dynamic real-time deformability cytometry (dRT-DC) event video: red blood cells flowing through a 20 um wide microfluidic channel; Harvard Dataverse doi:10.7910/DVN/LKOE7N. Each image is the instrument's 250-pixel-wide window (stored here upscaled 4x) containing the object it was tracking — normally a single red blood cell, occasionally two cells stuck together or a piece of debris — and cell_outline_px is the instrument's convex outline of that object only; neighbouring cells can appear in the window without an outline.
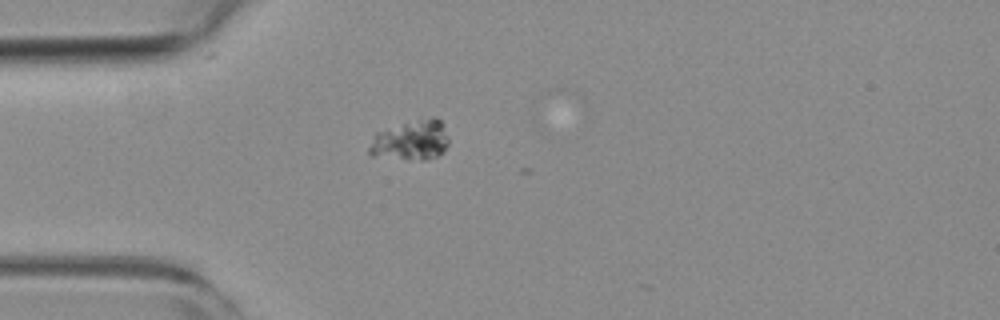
{"species": "common noctule bat (a hibernating species)", "species_latin": "Nyctalus noctula", "temperature_condition": "room temperature", "stored_images_in_passage": 2, "camera_frame_rate_fps": 3000, "um_per_image_px": 0.085, "animal": {"sex": "female", "body_mass_g": 19.3, "forearm_length_mm": 54.1}, "frame": {"image": 1, "passage_image": 1, "time_ms": 0.0, "image_size_px": [1000, 320], "cell_outline_px": [[448, 144], [444, 152], [428, 160], [420, 160], [372, 156], [368, 152], [368, 148], [376, 132], [432, 116], [436, 116], [440, 120], [448, 136]], "centroid_in_image_um": [34.95, 11.95], "position_along_channel_um": 50.0, "area_um2": 18.38}}